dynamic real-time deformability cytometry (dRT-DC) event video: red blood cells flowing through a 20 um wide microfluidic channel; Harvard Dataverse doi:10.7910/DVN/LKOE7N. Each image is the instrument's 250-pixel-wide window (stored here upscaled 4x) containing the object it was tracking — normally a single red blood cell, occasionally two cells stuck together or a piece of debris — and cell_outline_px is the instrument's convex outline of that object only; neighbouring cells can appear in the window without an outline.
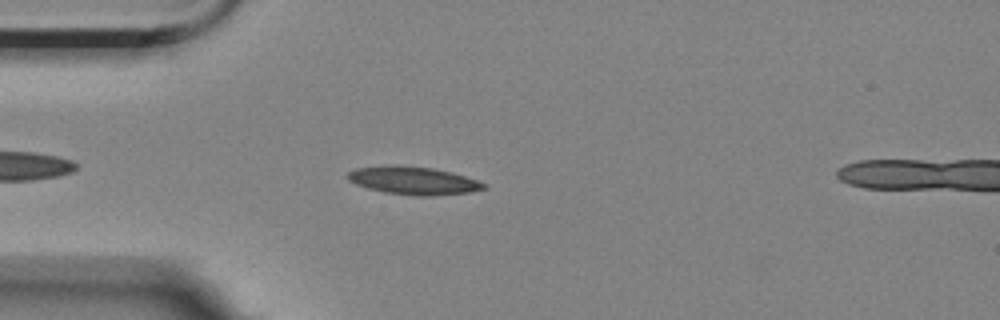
{"species": "Egyptian fruit bat (a non-hibernating species)", "species_latin": "Rousettus aegyptiacus", "temperature_condition": "room temperature", "stored_images_in_passage": 50, "camera_frame_rate_fps": 3000, "um_per_image_px": 0.085, "animal": {"sex": "female"}, "frame": {"image": 1, "passage_image": 7, "time_ms": 2.0, "image_size_px": [1000, 320], "cell_outline_px": [[484, 188], [468, 192], [428, 196], [416, 196], [384, 192], [368, 188], [356, 184], [348, 180], [348, 172], [356, 168], [384, 164], [396, 164], [432, 168], [452, 172], [476, 180], [484, 184]], "centroid_in_image_um": [35.05, 15.33], "position_along_channel_um": 49.9, "area_um2": 22.08}}
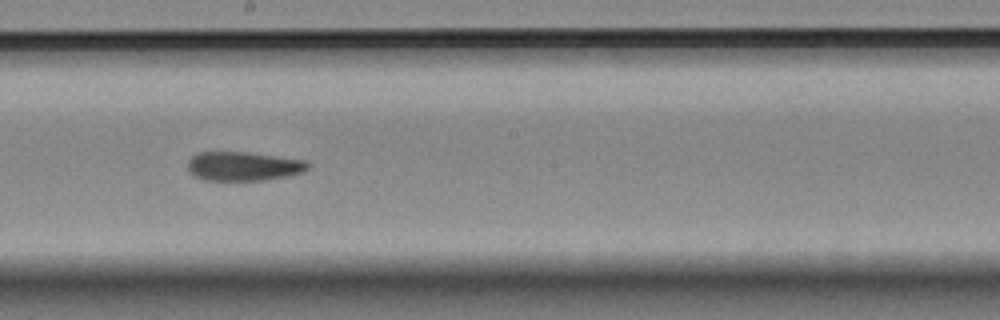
{"frame": {"image": 2, "passage_image": 23, "time_ms": 7.333, "image_size_px": [1000, 320], "cell_outline_px": [[312, 164], [304, 172], [264, 180], [204, 180], [192, 176], [188, 168], [188, 160], [192, 156], [200, 152], [244, 152], [304, 160]], "centroid_in_image_um": [20.66, 14.13], "position_along_channel_um": 227.5, "area_um2": 20.23}}
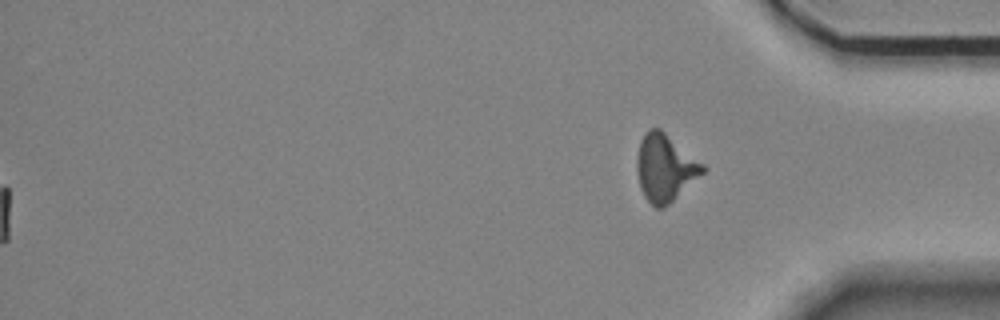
{"frame": {"image": 3, "passage_image": 50, "time_ms": 16.333, "image_size_px": [1000, 320], "cell_outline_px": [[708, 168], [704, 172], [664, 208], [656, 208], [644, 196], [640, 188], [636, 168], [636, 160], [640, 140], [644, 132], [648, 128], [660, 128], [704, 164]], "centroid_in_image_um": [56.51, 14.24], "position_along_channel_um": 378.7, "area_um2": 25.72}, "authors_computed_cell_mechanics": {"area_um2": 20.9525, "velocity_mm_per_s": 3.5072, "shape_relaxation_time_tau1_ms": 9.0388, "shape_relaxation_time_tau2_ms": 1.7994, "deformation_change_tau1": 0.2188, "deformation_change_tau2": 0.0827}}